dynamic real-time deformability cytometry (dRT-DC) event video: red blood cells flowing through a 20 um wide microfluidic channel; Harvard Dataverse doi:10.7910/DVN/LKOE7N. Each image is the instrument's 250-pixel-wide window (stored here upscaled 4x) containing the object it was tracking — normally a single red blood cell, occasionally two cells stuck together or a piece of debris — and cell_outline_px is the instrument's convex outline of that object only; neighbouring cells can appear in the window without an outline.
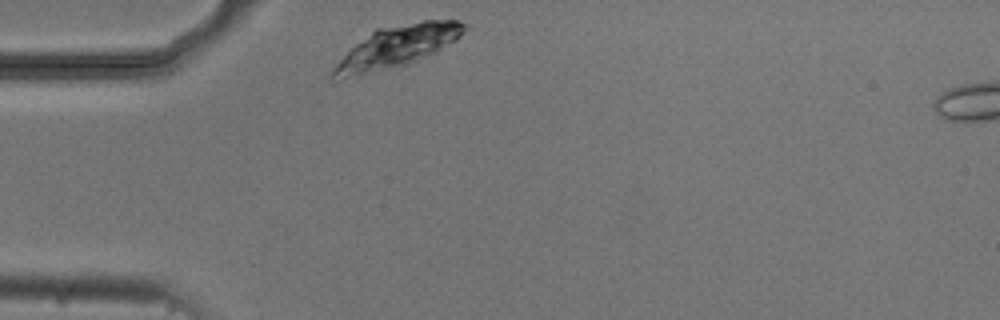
{"species": "common noctule bat (a hibernating species)", "species_latin": "Nyctalus noctula", "temperature_condition": "cold", "stored_images_in_passage": 35, "camera_frame_rate_fps": 3000, "um_per_image_px": 0.085, "animal": {"sex": "male", "body_mass_g": 20.5, "forearm_length_mm": 52.5}, "frame": {"image": 1, "passage_image": 1, "time_ms": 0.0, "image_size_px": [1000, 320], "cell_outline_px": [[468, 28], [456, 40], [432, 56], [408, 64], [328, 80], [328, 76], [332, 68], [356, 44], [376, 28], [424, 20], [460, 20], [468, 24]], "centroid_in_image_um": [33.85, 3.93], "position_along_channel_um": 51.2, "area_um2": 31.5}}
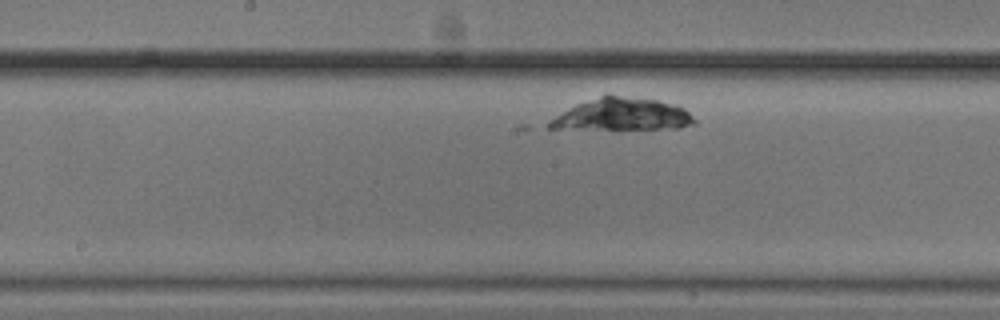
{"frame": {"image": 2, "passage_image": 16, "time_ms": 5.0, "image_size_px": [1000, 320], "cell_outline_px": [[696, 124], [680, 128], [620, 132], [612, 132], [548, 128], [544, 124], [556, 116], [576, 104], [604, 96], [616, 96], [656, 100], [684, 108], [696, 120]], "centroid_in_image_um": [52.87, 9.84], "position_along_channel_um": 195.3, "area_um2": 28.21}}
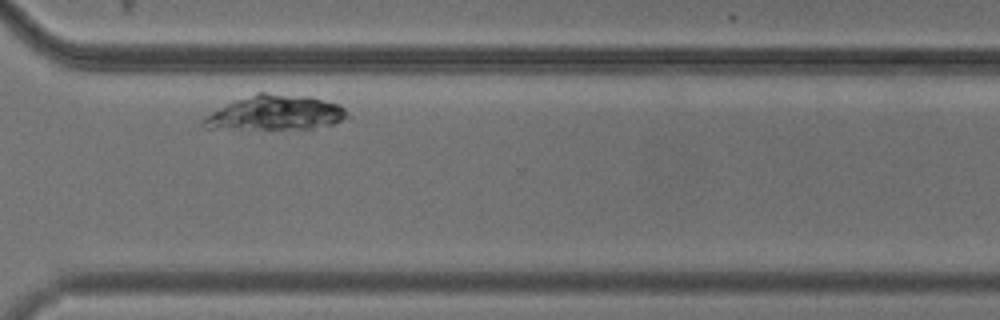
{"frame": {"image": 3, "passage_image": 30, "time_ms": 9.667, "image_size_px": [1000, 320], "cell_outline_px": [[352, 120], [304, 132], [268, 132], [204, 128], [200, 124], [200, 120], [212, 112], [232, 100], [256, 92], [264, 92], [312, 96], [340, 104], [352, 116]], "centroid_in_image_um": [23.49, 9.67], "position_along_channel_um": 347.1, "area_um2": 32.08}}